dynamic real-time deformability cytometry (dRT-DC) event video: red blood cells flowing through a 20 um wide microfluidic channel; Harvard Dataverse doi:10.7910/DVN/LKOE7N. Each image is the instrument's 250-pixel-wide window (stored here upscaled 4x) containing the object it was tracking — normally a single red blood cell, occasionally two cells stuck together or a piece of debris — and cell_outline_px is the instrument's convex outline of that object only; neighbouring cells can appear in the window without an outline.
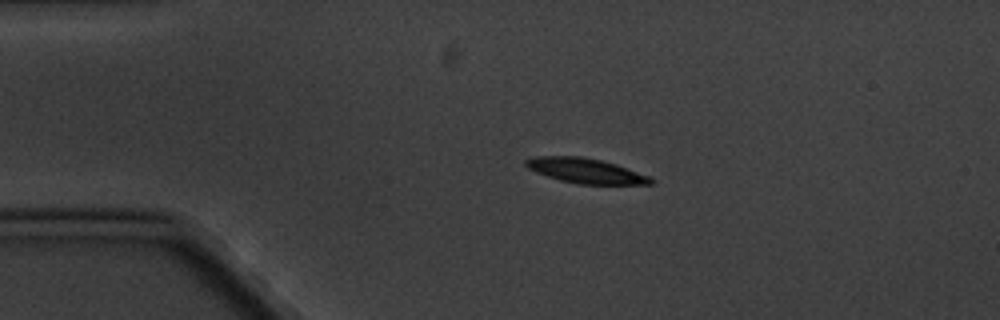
{"species": "common noctule bat (a hibernating species)", "species_latin": "Nyctalus noctula", "temperature_condition": "cold", "stored_images_in_passage": 5, "camera_frame_rate_fps": 3000, "um_per_image_px": 0.085, "animal": {"sex": "male", "body_mass_g": 20.1, "forearm_length_mm": 53.5}, "frame": {"image": 1, "passage_image": 3, "time_ms": 2.333, "image_size_px": [1000, 320], "cell_outline_px": [[656, 180], [652, 184], [576, 184], [560, 180], [536, 172], [528, 168], [524, 164], [524, 160], [536, 156], [580, 156], [600, 160], [616, 164], [648, 176]], "centroid_in_image_um": [49.76, 14.51], "position_along_channel_um": 35.2, "area_um2": 18.03}}
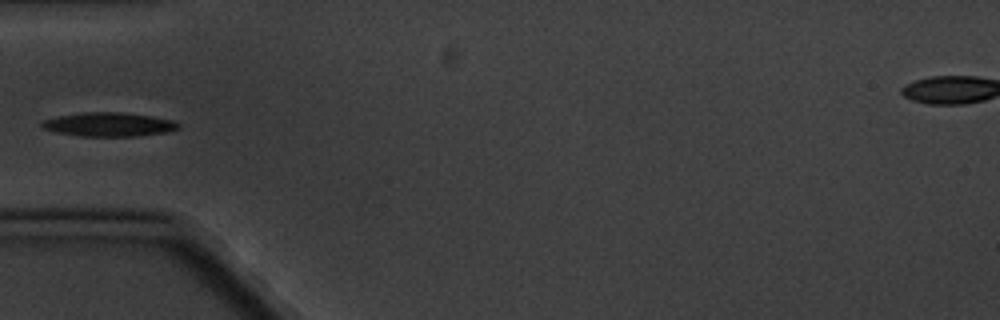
{"frame": {"image": 2, "passage_image": 5, "time_ms": 4.667, "image_size_px": [1000, 320], "cell_outline_px": [[180, 128], [168, 132], [136, 136], [80, 136], [56, 132], [44, 128], [40, 124], [40, 120], [60, 116], [84, 112], [124, 112], [152, 116], [172, 120], [180, 124]], "centroid_in_image_um": [9.27, 10.57], "position_along_channel_um": 75.7, "area_um2": 19.07}}